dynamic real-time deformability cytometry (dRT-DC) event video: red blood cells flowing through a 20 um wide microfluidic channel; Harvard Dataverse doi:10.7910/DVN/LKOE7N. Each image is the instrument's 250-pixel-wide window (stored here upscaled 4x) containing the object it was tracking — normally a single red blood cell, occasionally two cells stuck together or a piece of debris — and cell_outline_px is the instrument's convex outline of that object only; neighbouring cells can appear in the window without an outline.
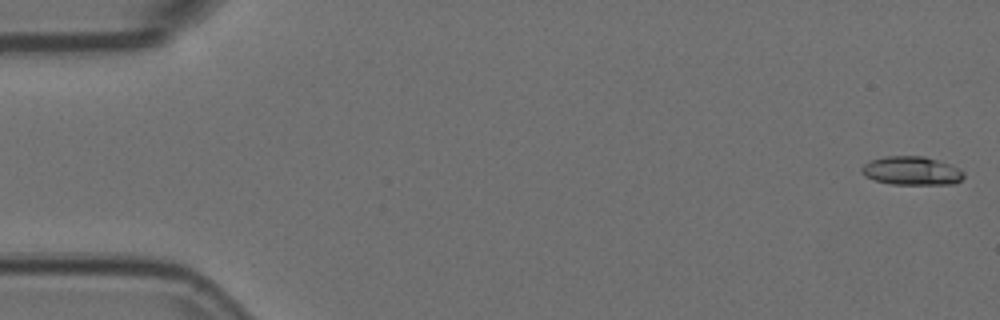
{"species": "Egyptian fruit bat (a non-hibernating species)", "species_latin": "Rousettus aegyptiacus", "temperature_condition": "room temperature", "stored_images_in_passage": 42, "camera_frame_rate_fps": 3000, "um_per_image_px": 0.085, "animal": {"sex": "female"}, "frame": {"image": 1, "passage_image": 1, "time_ms": 0.0, "image_size_px": [1000, 320], "cell_outline_px": [[964, 176], [960, 180], [952, 184], [892, 184], [876, 180], [864, 176], [860, 172], [860, 168], [864, 164], [872, 160], [884, 156], [924, 156], [948, 164], [964, 172]], "centroid_in_image_um": [77.44, 14.51], "position_along_channel_um": 7.6, "area_um2": 16.82}}
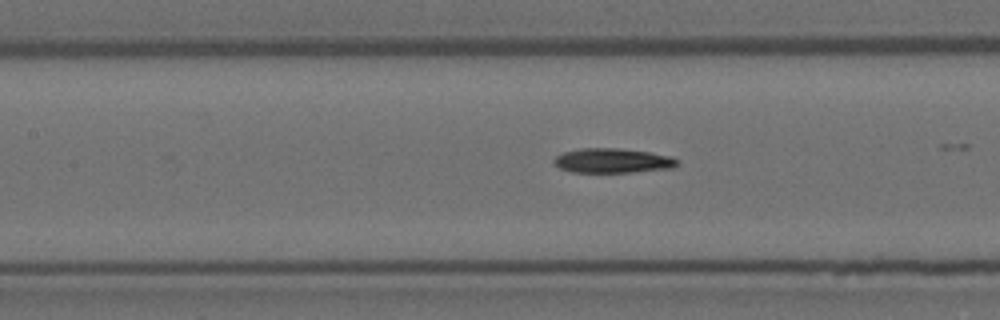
{"frame": {"image": 2, "passage_image": 24, "time_ms": 7.667, "image_size_px": [1000, 320], "cell_outline_px": [[680, 160], [672, 168], [632, 172], [572, 172], [560, 168], [552, 164], [552, 160], [556, 156], [564, 152], [580, 148], [620, 148], [648, 152], [672, 156]], "centroid_in_image_um": [52.05, 13.65], "position_along_channel_um": 155.4, "area_um2": 17.74}}
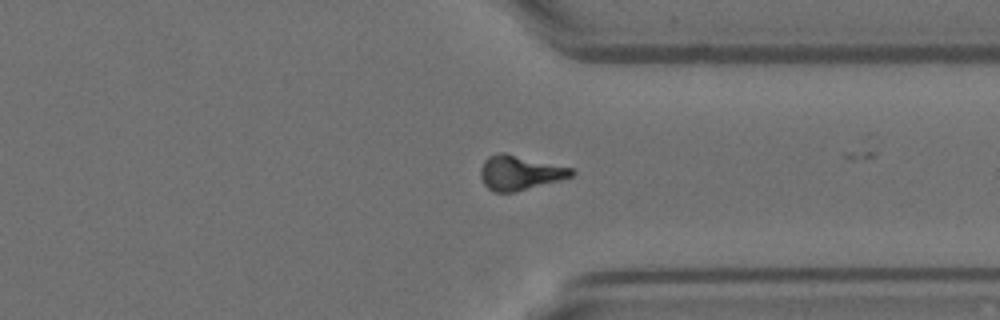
{"frame": {"image": 3, "passage_image": 41, "time_ms": 13.333, "image_size_px": [1000, 320], "cell_outline_px": [[576, 172], [572, 176], [516, 192], [492, 192], [484, 184], [480, 176], [480, 168], [484, 160], [488, 156], [500, 152], [504, 152], [572, 168]], "centroid_in_image_um": [44.14, 14.68], "position_along_channel_um": 367.3, "area_um2": 18.26}}